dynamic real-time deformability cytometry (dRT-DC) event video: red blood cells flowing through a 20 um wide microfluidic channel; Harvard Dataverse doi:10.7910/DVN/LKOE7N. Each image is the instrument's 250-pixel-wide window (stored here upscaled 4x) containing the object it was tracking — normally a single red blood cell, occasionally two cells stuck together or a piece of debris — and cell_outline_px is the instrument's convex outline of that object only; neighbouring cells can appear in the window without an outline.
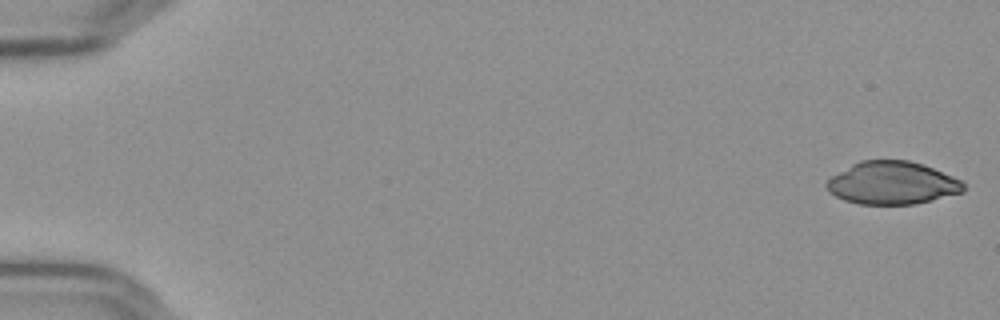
{"species": "Egyptian fruit bat (a non-hibernating species)", "species_latin": "Rousettus aegyptiacus", "temperature_condition": "cold", "stored_images_in_passage": 55, "camera_frame_rate_fps": 3000, "um_per_image_px": 0.085, "frame": {"image": 1, "passage_image": 1, "time_ms": 0.0, "image_size_px": [1000, 320], "cell_outline_px": [[964, 192], [916, 204], [860, 204], [844, 200], [828, 192], [824, 184], [832, 176], [852, 164], [860, 160], [908, 160], [932, 168], [952, 176], [960, 180], [964, 184]], "centroid_in_image_um": [75.81, 15.56], "position_along_channel_um": 9.2, "area_um2": 33.99}}